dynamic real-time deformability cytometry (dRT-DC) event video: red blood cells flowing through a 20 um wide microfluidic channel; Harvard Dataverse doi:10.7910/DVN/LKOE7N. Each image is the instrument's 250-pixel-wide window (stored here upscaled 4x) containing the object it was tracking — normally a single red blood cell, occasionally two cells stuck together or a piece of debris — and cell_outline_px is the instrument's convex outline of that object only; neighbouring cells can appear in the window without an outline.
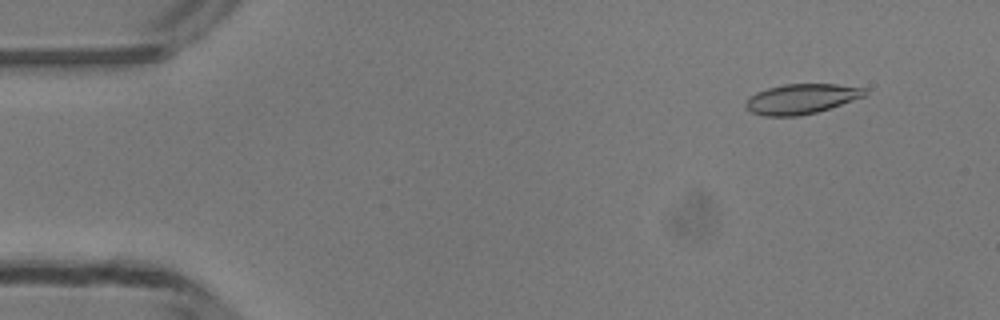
{"species": "common noctule bat (a hibernating species)", "species_latin": "Nyctalus noctula", "temperature_condition": "room temperature", "stored_images_in_passage": 49, "camera_frame_rate_fps": 3000, "um_per_image_px": 0.085, "animal": {"sex": "male", "body_mass_g": 13.3}, "frame": {"image": 1, "passage_image": 5, "time_ms": 1.333, "image_size_px": [1000, 320], "cell_outline_px": [[868, 92], [864, 96], [816, 112], [800, 116], [764, 116], [752, 112], [744, 108], [744, 104], [756, 92], [768, 88], [784, 84], [836, 84], [868, 88]], "centroid_in_image_um": [68.11, 8.4], "position_along_channel_um": 16.9, "area_um2": 20.69}}
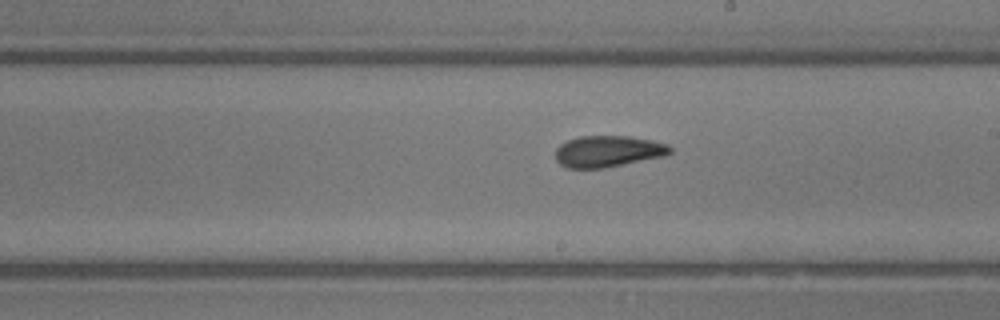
{"frame": {"image": 2, "passage_image": 28, "time_ms": 9.0, "image_size_px": [1000, 320], "cell_outline_px": [[672, 152], [664, 156], [604, 168], [564, 168], [556, 160], [556, 148], [560, 144], [568, 140], [580, 136], [628, 136], [652, 140], [668, 144], [672, 148]], "centroid_in_image_um": [51.68, 12.86], "position_along_channel_um": 237.3, "area_um2": 21.04}}
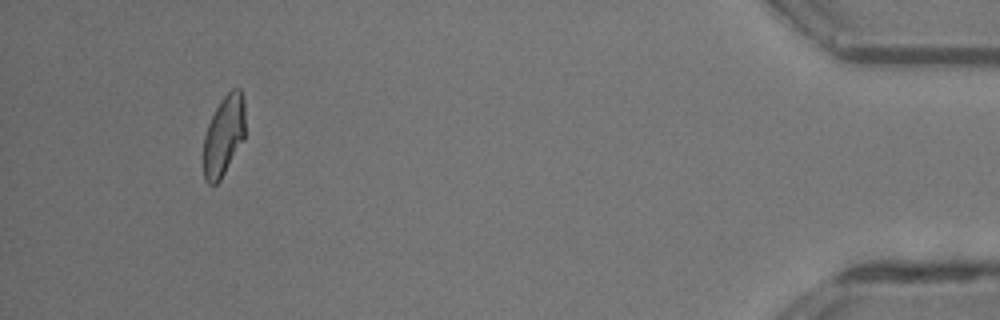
{"frame": {"image": 3, "passage_image": 46, "time_ms": 15.0, "image_size_px": [1000, 320], "cell_outline_px": [[244, 140], [220, 180], [216, 184], [208, 184], [204, 180], [204, 136], [208, 124], [220, 100], [232, 88], [240, 88], [244, 96]], "centroid_in_image_um": [19.03, 11.52], "position_along_channel_um": 416.2, "area_um2": 19.54}, "authors_computed_cell_mechanics": {"area_um2": 20.9814, "velocity_mm_per_s": 4.2077, "shape_relaxation_time_tau1_ms": 7.1034, "shape_relaxation_time_tau2_ms": 2.0597, "deformation_change_tau1": 0.1766, "deformation_change_tau2": 0.0823}}